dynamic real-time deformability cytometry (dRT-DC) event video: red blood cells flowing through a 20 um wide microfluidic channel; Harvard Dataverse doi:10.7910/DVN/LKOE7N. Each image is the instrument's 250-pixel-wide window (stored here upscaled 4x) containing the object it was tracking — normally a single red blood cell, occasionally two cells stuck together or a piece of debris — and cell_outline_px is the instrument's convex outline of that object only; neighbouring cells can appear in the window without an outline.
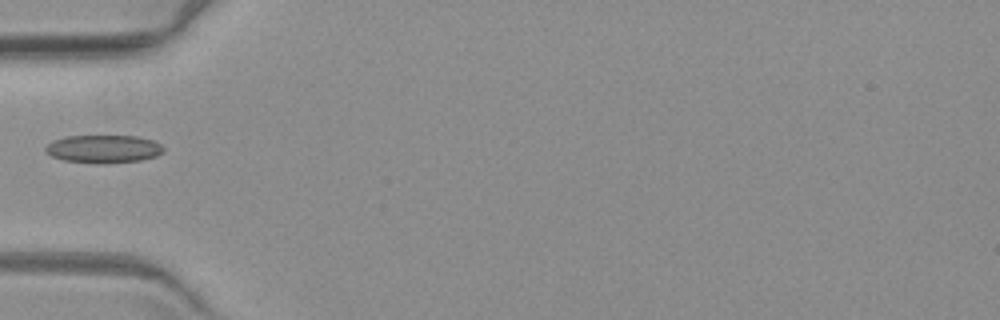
{"species": "common noctule bat (a hibernating species)", "species_latin": "Nyctalus noctula", "temperature_condition": "warm", "stored_images_in_passage": 1, "camera_frame_rate_fps": 3000, "um_per_image_px": 0.085, "animal": {"sex": "female", "body_mass_g": 19.3, "forearm_length_mm": 54.1}, "frame": {"image": 1, "passage_image": 1, "time_ms": 0.0, "image_size_px": [1000, 320], "cell_outline_px": [[164, 152], [156, 156], [140, 160], [104, 164], [100, 164], [64, 160], [52, 156], [44, 148], [52, 140], [64, 136], [136, 136], [152, 140], [160, 144], [164, 148]], "centroid_in_image_um": [8.8, 12.66], "position_along_channel_um": 76.2, "area_um2": 19.25}}